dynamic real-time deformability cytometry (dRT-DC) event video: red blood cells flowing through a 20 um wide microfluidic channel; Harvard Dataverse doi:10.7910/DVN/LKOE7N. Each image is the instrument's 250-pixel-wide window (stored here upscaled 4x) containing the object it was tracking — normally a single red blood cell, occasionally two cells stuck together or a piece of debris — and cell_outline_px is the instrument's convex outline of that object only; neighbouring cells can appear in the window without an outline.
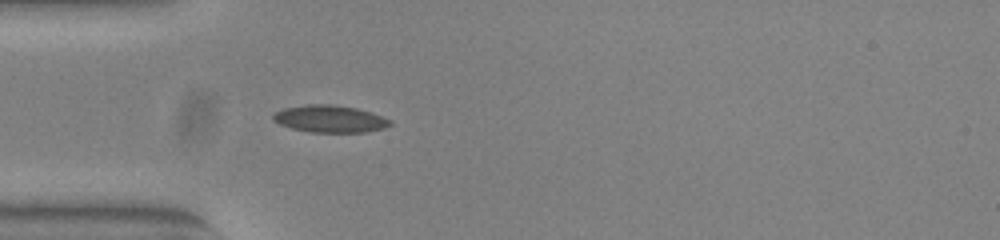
{"species": "common noctule bat (a hibernating species)", "species_latin": "Nyctalus noctula", "temperature_condition": "warm", "stored_images_in_passage": 38, "camera_frame_rate_fps": 3000, "um_per_image_px": 0.085, "animal": {"sex": "female", "body_mass_g": 23.0, "forearm_length_mm": 53.4}, "frame": {"image": 1, "passage_image": 1, "time_ms": 0.0, "image_size_px": [1000, 240], "cell_outline_px": [[384, 124], [372, 128], [348, 132], [332, 132], [304, 128], [288, 124], [280, 120], [276, 116], [284, 112], [296, 108], [348, 108], [372, 116], [380, 120]], "centroid_in_image_um": [28.02, 10.15], "position_along_channel_um": 57.0, "area_um2": 13.58}}
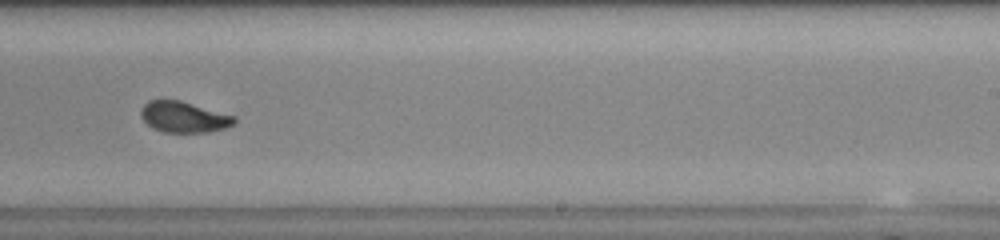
{"frame": {"image": 2, "passage_image": 18, "time_ms": 5.667, "image_size_px": [1000, 240], "cell_outline_px": [[232, 120], [228, 124], [216, 128], [160, 128], [152, 124], [144, 116], [144, 108], [148, 104], [156, 100], [168, 100], [184, 104], [228, 116]], "centroid_in_image_um": [15.51, 9.86], "position_along_channel_um": 273.5, "area_um2": 12.66}}
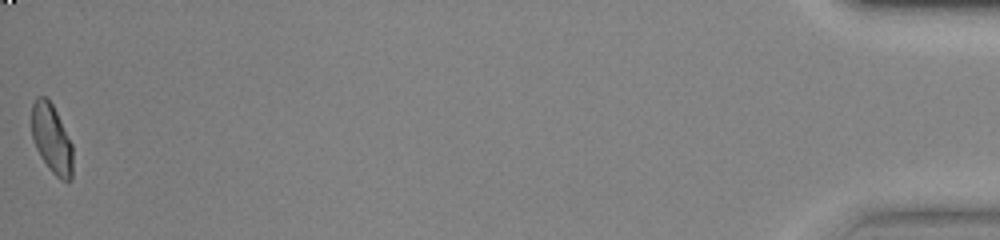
{"frame": {"image": 3, "passage_image": 38, "time_ms": 12.333, "image_size_px": [1000, 240], "cell_outline_px": [[72, 152], [68, 180], [52, 168], [48, 164], [40, 152], [32, 128], [32, 112], [48, 100], [72, 148]], "centroid_in_image_um": [4.41, 11.85], "position_along_channel_um": 430.8, "area_um2": 13.18}, "authors_computed_cell_mechanics": {"area_um2": 13.005, "velocity_mm_per_s": 3.8927, "shape_relaxation_time_tau1_ms": null, "shape_relaxation_time_tau2_ms": 1.7436, "deformation_change_tau1": null, "deformation_change_tau2": 0.072}}